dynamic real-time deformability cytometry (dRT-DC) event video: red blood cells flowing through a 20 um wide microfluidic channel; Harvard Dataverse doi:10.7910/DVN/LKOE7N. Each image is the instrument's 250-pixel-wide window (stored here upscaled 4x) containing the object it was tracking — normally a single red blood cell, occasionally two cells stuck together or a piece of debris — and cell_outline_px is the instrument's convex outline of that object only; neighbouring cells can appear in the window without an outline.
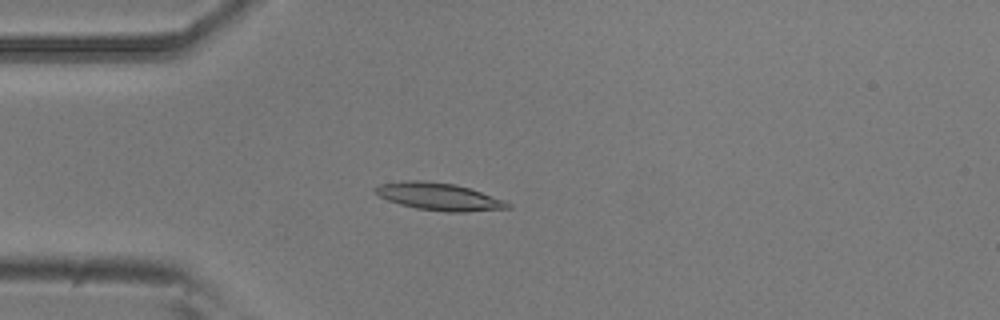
{"species": "common noctule bat (a hibernating species)", "species_latin": "Nyctalus noctula", "temperature_condition": "room temperature", "stored_images_in_passage": 54, "camera_frame_rate_fps": 3000, "um_per_image_px": 0.085, "animal": {"sex": "male", "body_mass_g": 20.5, "forearm_length_mm": 52.5}, "frame": {"image": 1, "passage_image": 14, "time_ms": 4.333, "image_size_px": [1000, 320], "cell_outline_px": [[512, 208], [464, 212], [448, 212], [416, 208], [400, 204], [388, 200], [380, 196], [372, 188], [380, 184], [404, 180], [420, 180], [456, 184], [504, 200], [512, 204]], "centroid_in_image_um": [37.31, 16.71], "position_along_channel_um": 47.7, "area_um2": 21.04}}
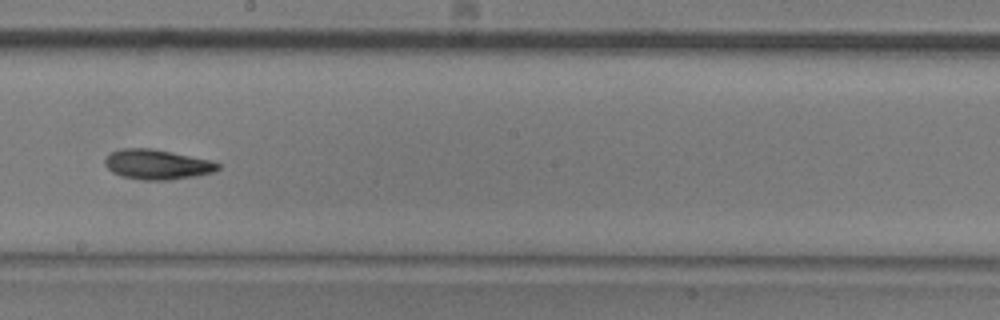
{"frame": {"image": 2, "passage_image": 30, "time_ms": 9.667, "image_size_px": [1000, 320], "cell_outline_px": [[220, 168], [216, 172], [196, 176], [168, 180], [140, 180], [120, 176], [112, 172], [104, 164], [104, 160], [112, 152], [120, 148], [152, 148], [172, 152], [208, 160], [220, 164]], "centroid_in_image_um": [13.34, 13.99], "position_along_channel_um": 234.9, "area_um2": 19.77}}
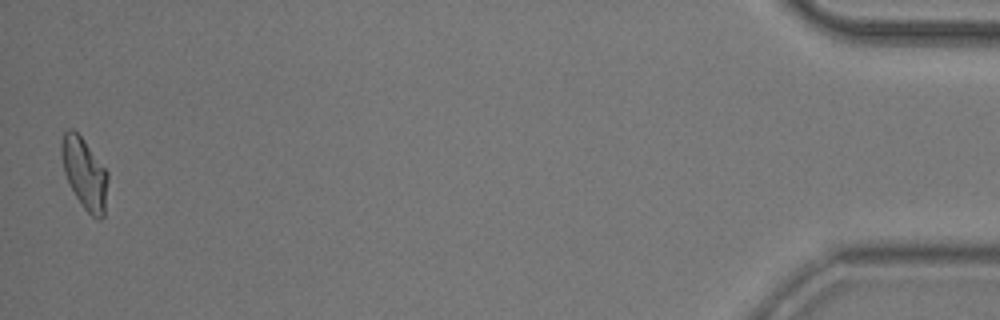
{"frame": {"image": 3, "passage_image": 53, "time_ms": 17.333, "image_size_px": [1000, 320], "cell_outline_px": [[108, 180], [104, 216], [100, 220], [96, 220], [84, 208], [76, 196], [64, 172], [60, 156], [60, 144], [64, 132], [68, 128], [72, 128], [84, 140], [108, 172]], "centroid_in_image_um": [7.18, 14.73], "position_along_channel_um": 428.0, "area_um2": 19.19}, "authors_computed_cell_mechanics": {"area_um2": 19.0451, "velocity_mm_per_s": 3.7448, "shape_relaxation_time_tau1_ms": 4.5817, "shape_relaxation_time_tau2_ms": 5.2741, "deformation_change_tau1": 0.156, "deformation_change_tau2": 0.1275}}